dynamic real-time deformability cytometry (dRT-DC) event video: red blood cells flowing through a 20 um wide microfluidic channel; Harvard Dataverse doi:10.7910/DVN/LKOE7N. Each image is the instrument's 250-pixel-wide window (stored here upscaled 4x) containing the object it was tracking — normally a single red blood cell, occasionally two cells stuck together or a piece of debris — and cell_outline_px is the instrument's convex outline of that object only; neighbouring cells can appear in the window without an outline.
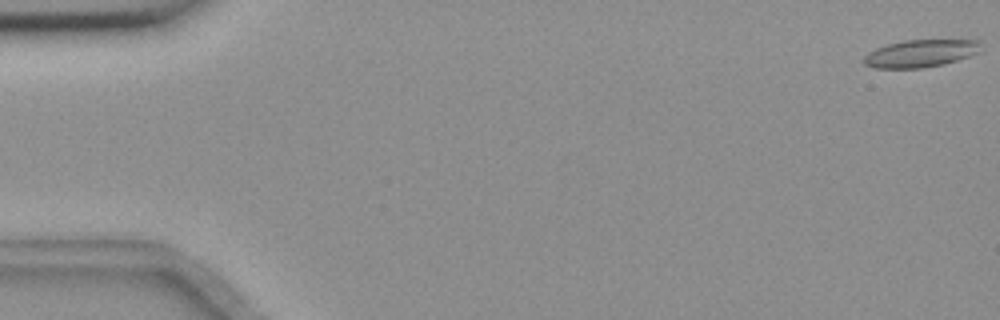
{"species": "common noctule bat (a hibernating species)", "species_latin": "Nyctalus noctula", "temperature_condition": "room temperature", "stored_images_in_passage": 50, "camera_frame_rate_fps": 3000, "um_per_image_px": 0.085, "animal": {"sex": "female", "body_mass_g": 18.4}, "frame": {"image": 1, "passage_image": 1, "time_ms": 0.0, "image_size_px": [1000, 320], "cell_outline_px": [[980, 40], [976, 52], [968, 56], [944, 64], [920, 68], [872, 68], [864, 64], [864, 56], [868, 52], [876, 48], [888, 44], [904, 40]], "centroid_in_image_um": [78.16, 4.54], "position_along_channel_um": 6.8, "area_um2": 18.44}}
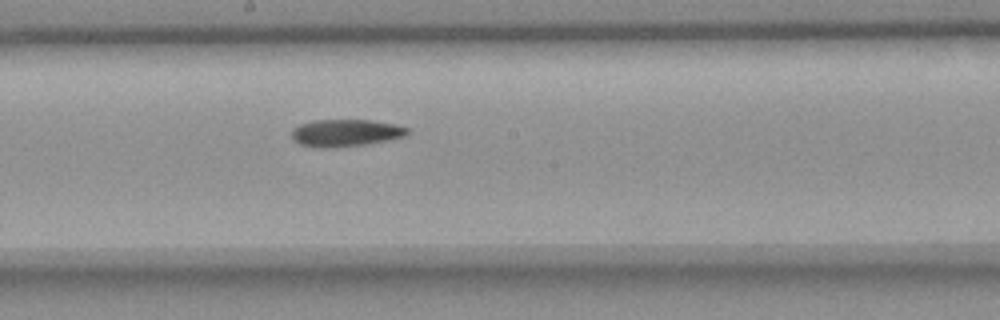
{"frame": {"image": 2, "passage_image": 31, "time_ms": 10.0, "image_size_px": [1000, 320], "cell_outline_px": [[412, 132], [404, 136], [388, 140], [364, 144], [320, 148], [300, 144], [292, 136], [292, 128], [300, 124], [312, 120], [372, 120], [396, 124], [408, 128]], "centroid_in_image_um": [29.41, 11.27], "position_along_channel_um": 218.8, "area_um2": 18.21}}
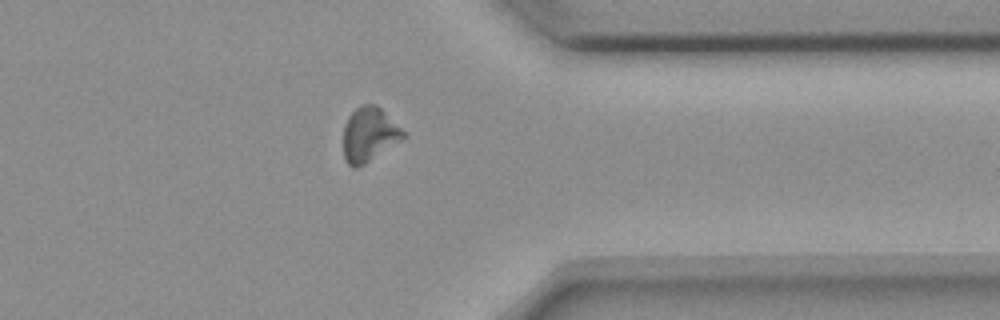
{"frame": {"image": 3, "passage_image": 45, "time_ms": 14.667, "image_size_px": [1000, 320], "cell_outline_px": [[408, 136], [364, 164], [356, 168], [352, 168], [344, 160], [344, 124], [348, 116], [360, 104], [376, 104]], "centroid_in_image_um": [31.36, 11.44], "position_along_channel_um": 380.0, "area_um2": 18.84}}